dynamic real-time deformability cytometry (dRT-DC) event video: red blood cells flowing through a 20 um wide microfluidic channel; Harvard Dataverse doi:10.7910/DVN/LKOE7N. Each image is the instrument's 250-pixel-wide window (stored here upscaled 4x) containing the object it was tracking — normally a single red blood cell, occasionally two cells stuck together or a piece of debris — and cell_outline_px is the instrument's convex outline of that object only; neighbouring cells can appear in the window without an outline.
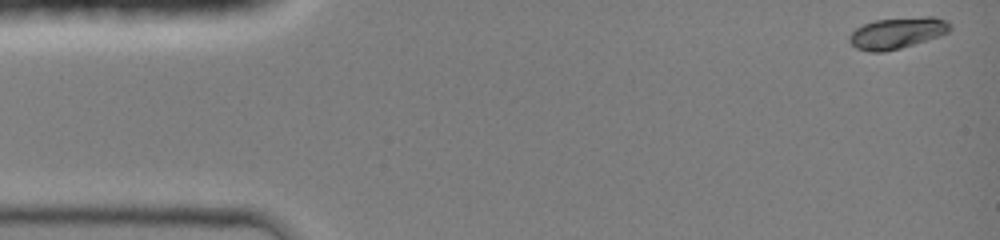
{"species": "common noctule bat (a hibernating species)", "species_latin": "Nyctalus noctula", "temperature_condition": "room temperature", "stored_images_in_passage": 39, "camera_frame_rate_fps": 3000, "um_per_image_px": 0.085, "animal": {"sex": "female", "body_mass_g": 19.0, "forearm_length_mm": 51.5}, "frame": {"image": 1, "passage_image": 1, "time_ms": 0.0, "image_size_px": [1000, 240], "cell_outline_px": [[952, 28], [948, 32], [940, 36], [900, 48], [884, 52], [868, 52], [856, 48], [848, 40], [848, 36], [856, 28], [864, 24], [876, 20], [924, 16], [936, 16], [948, 20], [952, 24]], "centroid_in_image_um": [76.3, 2.79], "position_along_channel_um": 8.7, "area_um2": 18.55}}
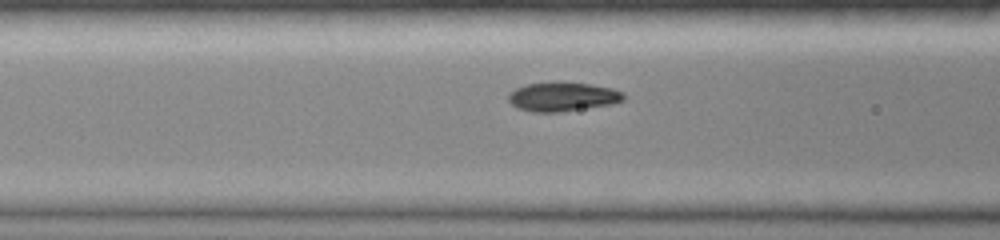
{"frame": {"image": 2, "passage_image": 17, "time_ms": 5.333, "image_size_px": [1000, 240], "cell_outline_px": [[624, 100], [612, 104], [560, 112], [532, 112], [516, 108], [508, 100], [508, 92], [516, 88], [528, 84], [588, 84], [612, 88], [620, 92], [624, 96]], "centroid_in_image_um": [47.78, 8.26], "position_along_channel_um": 118.8, "area_um2": 18.9}}
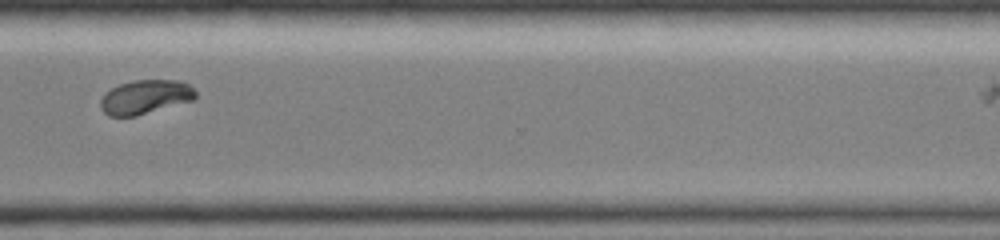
{"frame": {"image": 3, "passage_image": 34, "time_ms": 11.0, "image_size_px": [1000, 240], "cell_outline_px": [[196, 96], [192, 100], [136, 116], [108, 116], [100, 108], [100, 100], [104, 92], [120, 84], [132, 80], [180, 80], [188, 84], [196, 92]], "centroid_in_image_um": [12.31, 8.24], "position_along_channel_um": 358.3, "area_um2": 18.84}}